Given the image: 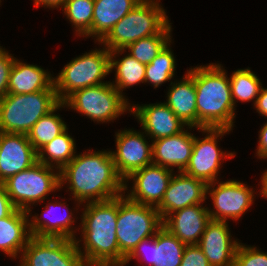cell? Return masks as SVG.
Segmentation results:
<instances>
[{
	"label": "cell",
	"instance_id": "cell-7",
	"mask_svg": "<svg viewBox=\"0 0 267 266\" xmlns=\"http://www.w3.org/2000/svg\"><path fill=\"white\" fill-rule=\"evenodd\" d=\"M100 47L72 58L58 75H54V87L60 102L77 90L110 82L104 80L111 74L110 51L104 45Z\"/></svg>",
	"mask_w": 267,
	"mask_h": 266
},
{
	"label": "cell",
	"instance_id": "cell-40",
	"mask_svg": "<svg viewBox=\"0 0 267 266\" xmlns=\"http://www.w3.org/2000/svg\"><path fill=\"white\" fill-rule=\"evenodd\" d=\"M34 2V5L35 7H44L45 8H48L50 10L52 9H59L62 8L66 2V0H33Z\"/></svg>",
	"mask_w": 267,
	"mask_h": 266
},
{
	"label": "cell",
	"instance_id": "cell-11",
	"mask_svg": "<svg viewBox=\"0 0 267 266\" xmlns=\"http://www.w3.org/2000/svg\"><path fill=\"white\" fill-rule=\"evenodd\" d=\"M201 136H195L193 151L188 166L183 171L185 174L200 179L206 184L221 180L220 171L225 159H232L236 156L235 151H223L219 147V140L230 134L231 129L227 128H199Z\"/></svg>",
	"mask_w": 267,
	"mask_h": 266
},
{
	"label": "cell",
	"instance_id": "cell-36",
	"mask_svg": "<svg viewBox=\"0 0 267 266\" xmlns=\"http://www.w3.org/2000/svg\"><path fill=\"white\" fill-rule=\"evenodd\" d=\"M180 266H211L198 245H186Z\"/></svg>",
	"mask_w": 267,
	"mask_h": 266
},
{
	"label": "cell",
	"instance_id": "cell-39",
	"mask_svg": "<svg viewBox=\"0 0 267 266\" xmlns=\"http://www.w3.org/2000/svg\"><path fill=\"white\" fill-rule=\"evenodd\" d=\"M259 116H263L267 119V88L261 87L259 96L257 97L254 108Z\"/></svg>",
	"mask_w": 267,
	"mask_h": 266
},
{
	"label": "cell",
	"instance_id": "cell-32",
	"mask_svg": "<svg viewBox=\"0 0 267 266\" xmlns=\"http://www.w3.org/2000/svg\"><path fill=\"white\" fill-rule=\"evenodd\" d=\"M61 10L74 28V36L92 38L94 0H66Z\"/></svg>",
	"mask_w": 267,
	"mask_h": 266
},
{
	"label": "cell",
	"instance_id": "cell-2",
	"mask_svg": "<svg viewBox=\"0 0 267 266\" xmlns=\"http://www.w3.org/2000/svg\"><path fill=\"white\" fill-rule=\"evenodd\" d=\"M80 237L75 239L86 266H119L116 236L118 197L82 204ZM82 242V243H81Z\"/></svg>",
	"mask_w": 267,
	"mask_h": 266
},
{
	"label": "cell",
	"instance_id": "cell-24",
	"mask_svg": "<svg viewBox=\"0 0 267 266\" xmlns=\"http://www.w3.org/2000/svg\"><path fill=\"white\" fill-rule=\"evenodd\" d=\"M55 89L54 75L39 65L15 58L9 81V94H29L41 90Z\"/></svg>",
	"mask_w": 267,
	"mask_h": 266
},
{
	"label": "cell",
	"instance_id": "cell-35",
	"mask_svg": "<svg viewBox=\"0 0 267 266\" xmlns=\"http://www.w3.org/2000/svg\"><path fill=\"white\" fill-rule=\"evenodd\" d=\"M15 58L14 54L0 46V100L8 94V81Z\"/></svg>",
	"mask_w": 267,
	"mask_h": 266
},
{
	"label": "cell",
	"instance_id": "cell-9",
	"mask_svg": "<svg viewBox=\"0 0 267 266\" xmlns=\"http://www.w3.org/2000/svg\"><path fill=\"white\" fill-rule=\"evenodd\" d=\"M106 82L75 91L65 101L67 109L76 111L99 125L114 123L127 112L131 115V102Z\"/></svg>",
	"mask_w": 267,
	"mask_h": 266
},
{
	"label": "cell",
	"instance_id": "cell-5",
	"mask_svg": "<svg viewBox=\"0 0 267 266\" xmlns=\"http://www.w3.org/2000/svg\"><path fill=\"white\" fill-rule=\"evenodd\" d=\"M163 220L154 206L130 201L124 194L118 196L116 236L119 246V266L143 240L155 236Z\"/></svg>",
	"mask_w": 267,
	"mask_h": 266
},
{
	"label": "cell",
	"instance_id": "cell-13",
	"mask_svg": "<svg viewBox=\"0 0 267 266\" xmlns=\"http://www.w3.org/2000/svg\"><path fill=\"white\" fill-rule=\"evenodd\" d=\"M17 266H86L75 240L32 236Z\"/></svg>",
	"mask_w": 267,
	"mask_h": 266
},
{
	"label": "cell",
	"instance_id": "cell-1",
	"mask_svg": "<svg viewBox=\"0 0 267 266\" xmlns=\"http://www.w3.org/2000/svg\"><path fill=\"white\" fill-rule=\"evenodd\" d=\"M63 187L70 194L69 200L81 204L106 201L124 194V180L118 175L108 148L79 152L60 171V189Z\"/></svg>",
	"mask_w": 267,
	"mask_h": 266
},
{
	"label": "cell",
	"instance_id": "cell-14",
	"mask_svg": "<svg viewBox=\"0 0 267 266\" xmlns=\"http://www.w3.org/2000/svg\"><path fill=\"white\" fill-rule=\"evenodd\" d=\"M114 135L116 149H110V153L116 171L123 180L134 171L153 164L152 141L142 130L133 127L118 129Z\"/></svg>",
	"mask_w": 267,
	"mask_h": 266
},
{
	"label": "cell",
	"instance_id": "cell-21",
	"mask_svg": "<svg viewBox=\"0 0 267 266\" xmlns=\"http://www.w3.org/2000/svg\"><path fill=\"white\" fill-rule=\"evenodd\" d=\"M199 128L187 126L177 135L152 141V162L176 172H183L188 166L193 151L194 134Z\"/></svg>",
	"mask_w": 267,
	"mask_h": 266
},
{
	"label": "cell",
	"instance_id": "cell-25",
	"mask_svg": "<svg viewBox=\"0 0 267 266\" xmlns=\"http://www.w3.org/2000/svg\"><path fill=\"white\" fill-rule=\"evenodd\" d=\"M31 237L27 211L15 209L0 219V251L12 261L20 258Z\"/></svg>",
	"mask_w": 267,
	"mask_h": 266
},
{
	"label": "cell",
	"instance_id": "cell-12",
	"mask_svg": "<svg viewBox=\"0 0 267 266\" xmlns=\"http://www.w3.org/2000/svg\"><path fill=\"white\" fill-rule=\"evenodd\" d=\"M63 199L65 200L63 197L60 200H48V203L43 206L44 210L41 211L40 215L38 213L33 215L32 212H27L29 230L32 236L37 238H62L70 240L77 238L76 234H80L77 233L80 225L77 226L75 223L78 219L76 213H79L78 210L82 209L80 208L82 204L75 200V203H73L75 206L71 209L66 201H62ZM58 208L61 210V214H59L60 210Z\"/></svg>",
	"mask_w": 267,
	"mask_h": 266
},
{
	"label": "cell",
	"instance_id": "cell-4",
	"mask_svg": "<svg viewBox=\"0 0 267 266\" xmlns=\"http://www.w3.org/2000/svg\"><path fill=\"white\" fill-rule=\"evenodd\" d=\"M160 0H141L109 33L98 42L109 51L125 49L141 38L172 34V23Z\"/></svg>",
	"mask_w": 267,
	"mask_h": 266
},
{
	"label": "cell",
	"instance_id": "cell-30",
	"mask_svg": "<svg viewBox=\"0 0 267 266\" xmlns=\"http://www.w3.org/2000/svg\"><path fill=\"white\" fill-rule=\"evenodd\" d=\"M170 40L151 63L146 65L145 85L152 86L155 90L166 82H173L177 68L176 57L174 56Z\"/></svg>",
	"mask_w": 267,
	"mask_h": 266
},
{
	"label": "cell",
	"instance_id": "cell-15",
	"mask_svg": "<svg viewBox=\"0 0 267 266\" xmlns=\"http://www.w3.org/2000/svg\"><path fill=\"white\" fill-rule=\"evenodd\" d=\"M186 245L162 226L155 236L141 241L125 258L123 266L135 260L142 266H180ZM146 261V262H145ZM127 264V265H126Z\"/></svg>",
	"mask_w": 267,
	"mask_h": 266
},
{
	"label": "cell",
	"instance_id": "cell-17",
	"mask_svg": "<svg viewBox=\"0 0 267 266\" xmlns=\"http://www.w3.org/2000/svg\"><path fill=\"white\" fill-rule=\"evenodd\" d=\"M131 114L137 119L142 131L151 141L177 135L187 127L161 101L151 104L131 103Z\"/></svg>",
	"mask_w": 267,
	"mask_h": 266
},
{
	"label": "cell",
	"instance_id": "cell-6",
	"mask_svg": "<svg viewBox=\"0 0 267 266\" xmlns=\"http://www.w3.org/2000/svg\"><path fill=\"white\" fill-rule=\"evenodd\" d=\"M59 103L55 89L8 93L0 100V132L28 134L34 124Z\"/></svg>",
	"mask_w": 267,
	"mask_h": 266
},
{
	"label": "cell",
	"instance_id": "cell-28",
	"mask_svg": "<svg viewBox=\"0 0 267 266\" xmlns=\"http://www.w3.org/2000/svg\"><path fill=\"white\" fill-rule=\"evenodd\" d=\"M67 127L37 152V162L61 171L76 155V140Z\"/></svg>",
	"mask_w": 267,
	"mask_h": 266
},
{
	"label": "cell",
	"instance_id": "cell-22",
	"mask_svg": "<svg viewBox=\"0 0 267 266\" xmlns=\"http://www.w3.org/2000/svg\"><path fill=\"white\" fill-rule=\"evenodd\" d=\"M210 220L208 206L195 204L170 213L163 226L185 245H198Z\"/></svg>",
	"mask_w": 267,
	"mask_h": 266
},
{
	"label": "cell",
	"instance_id": "cell-34",
	"mask_svg": "<svg viewBox=\"0 0 267 266\" xmlns=\"http://www.w3.org/2000/svg\"><path fill=\"white\" fill-rule=\"evenodd\" d=\"M234 266H267V251L240 242L235 253Z\"/></svg>",
	"mask_w": 267,
	"mask_h": 266
},
{
	"label": "cell",
	"instance_id": "cell-18",
	"mask_svg": "<svg viewBox=\"0 0 267 266\" xmlns=\"http://www.w3.org/2000/svg\"><path fill=\"white\" fill-rule=\"evenodd\" d=\"M207 184L200 179L174 172L161 203L156 207L161 219L170 213L207 200Z\"/></svg>",
	"mask_w": 267,
	"mask_h": 266
},
{
	"label": "cell",
	"instance_id": "cell-23",
	"mask_svg": "<svg viewBox=\"0 0 267 266\" xmlns=\"http://www.w3.org/2000/svg\"><path fill=\"white\" fill-rule=\"evenodd\" d=\"M167 87L166 101L163 102L186 125L197 128L196 90L193 80V67Z\"/></svg>",
	"mask_w": 267,
	"mask_h": 266
},
{
	"label": "cell",
	"instance_id": "cell-19",
	"mask_svg": "<svg viewBox=\"0 0 267 266\" xmlns=\"http://www.w3.org/2000/svg\"><path fill=\"white\" fill-rule=\"evenodd\" d=\"M37 163L27 134L0 132V184Z\"/></svg>",
	"mask_w": 267,
	"mask_h": 266
},
{
	"label": "cell",
	"instance_id": "cell-26",
	"mask_svg": "<svg viewBox=\"0 0 267 266\" xmlns=\"http://www.w3.org/2000/svg\"><path fill=\"white\" fill-rule=\"evenodd\" d=\"M141 0H94L92 39L100 42Z\"/></svg>",
	"mask_w": 267,
	"mask_h": 266
},
{
	"label": "cell",
	"instance_id": "cell-16",
	"mask_svg": "<svg viewBox=\"0 0 267 266\" xmlns=\"http://www.w3.org/2000/svg\"><path fill=\"white\" fill-rule=\"evenodd\" d=\"M174 172L155 164L136 170L124 180V195L135 203L157 207Z\"/></svg>",
	"mask_w": 267,
	"mask_h": 266
},
{
	"label": "cell",
	"instance_id": "cell-3",
	"mask_svg": "<svg viewBox=\"0 0 267 266\" xmlns=\"http://www.w3.org/2000/svg\"><path fill=\"white\" fill-rule=\"evenodd\" d=\"M226 71L219 62L193 66L197 128L233 130L236 108L232 100L230 80Z\"/></svg>",
	"mask_w": 267,
	"mask_h": 266
},
{
	"label": "cell",
	"instance_id": "cell-10",
	"mask_svg": "<svg viewBox=\"0 0 267 266\" xmlns=\"http://www.w3.org/2000/svg\"><path fill=\"white\" fill-rule=\"evenodd\" d=\"M247 182L239 181L238 179L217 180L207 184V200L211 199L213 208L208 207V212L211 220L225 221L229 219L239 221L242 216L254 204V199L257 195L263 196L262 176L260 184L261 189L248 186Z\"/></svg>",
	"mask_w": 267,
	"mask_h": 266
},
{
	"label": "cell",
	"instance_id": "cell-20",
	"mask_svg": "<svg viewBox=\"0 0 267 266\" xmlns=\"http://www.w3.org/2000/svg\"><path fill=\"white\" fill-rule=\"evenodd\" d=\"M238 240L232 237L229 222L210 220L198 246L211 266H234Z\"/></svg>",
	"mask_w": 267,
	"mask_h": 266
},
{
	"label": "cell",
	"instance_id": "cell-29",
	"mask_svg": "<svg viewBox=\"0 0 267 266\" xmlns=\"http://www.w3.org/2000/svg\"><path fill=\"white\" fill-rule=\"evenodd\" d=\"M63 108L67 107L64 102H60L52 111L41 117L28 132V140L36 152L68 127L61 115L57 113Z\"/></svg>",
	"mask_w": 267,
	"mask_h": 266
},
{
	"label": "cell",
	"instance_id": "cell-27",
	"mask_svg": "<svg viewBox=\"0 0 267 266\" xmlns=\"http://www.w3.org/2000/svg\"><path fill=\"white\" fill-rule=\"evenodd\" d=\"M113 70L115 77L110 83L122 96L125 95L126 92L123 91L126 89L145 84L146 65L137 61L124 49L110 51V73H113Z\"/></svg>",
	"mask_w": 267,
	"mask_h": 266
},
{
	"label": "cell",
	"instance_id": "cell-38",
	"mask_svg": "<svg viewBox=\"0 0 267 266\" xmlns=\"http://www.w3.org/2000/svg\"><path fill=\"white\" fill-rule=\"evenodd\" d=\"M15 209L4 185L0 184V219L9 216Z\"/></svg>",
	"mask_w": 267,
	"mask_h": 266
},
{
	"label": "cell",
	"instance_id": "cell-41",
	"mask_svg": "<svg viewBox=\"0 0 267 266\" xmlns=\"http://www.w3.org/2000/svg\"><path fill=\"white\" fill-rule=\"evenodd\" d=\"M262 182H263V198L267 199V169L262 172Z\"/></svg>",
	"mask_w": 267,
	"mask_h": 266
},
{
	"label": "cell",
	"instance_id": "cell-37",
	"mask_svg": "<svg viewBox=\"0 0 267 266\" xmlns=\"http://www.w3.org/2000/svg\"><path fill=\"white\" fill-rule=\"evenodd\" d=\"M256 157L261 160H267V121L258 131V143Z\"/></svg>",
	"mask_w": 267,
	"mask_h": 266
},
{
	"label": "cell",
	"instance_id": "cell-31",
	"mask_svg": "<svg viewBox=\"0 0 267 266\" xmlns=\"http://www.w3.org/2000/svg\"><path fill=\"white\" fill-rule=\"evenodd\" d=\"M230 89L234 106L241 103L253 102L254 107L262 87V81L250 67L237 69L229 77Z\"/></svg>",
	"mask_w": 267,
	"mask_h": 266
},
{
	"label": "cell",
	"instance_id": "cell-33",
	"mask_svg": "<svg viewBox=\"0 0 267 266\" xmlns=\"http://www.w3.org/2000/svg\"><path fill=\"white\" fill-rule=\"evenodd\" d=\"M172 38V34H155L129 44L124 50L137 61L148 65Z\"/></svg>",
	"mask_w": 267,
	"mask_h": 266
},
{
	"label": "cell",
	"instance_id": "cell-8",
	"mask_svg": "<svg viewBox=\"0 0 267 266\" xmlns=\"http://www.w3.org/2000/svg\"><path fill=\"white\" fill-rule=\"evenodd\" d=\"M2 184L16 209L32 212L34 206L46 203L51 193L61 190L60 171L37 162Z\"/></svg>",
	"mask_w": 267,
	"mask_h": 266
}]
</instances>
